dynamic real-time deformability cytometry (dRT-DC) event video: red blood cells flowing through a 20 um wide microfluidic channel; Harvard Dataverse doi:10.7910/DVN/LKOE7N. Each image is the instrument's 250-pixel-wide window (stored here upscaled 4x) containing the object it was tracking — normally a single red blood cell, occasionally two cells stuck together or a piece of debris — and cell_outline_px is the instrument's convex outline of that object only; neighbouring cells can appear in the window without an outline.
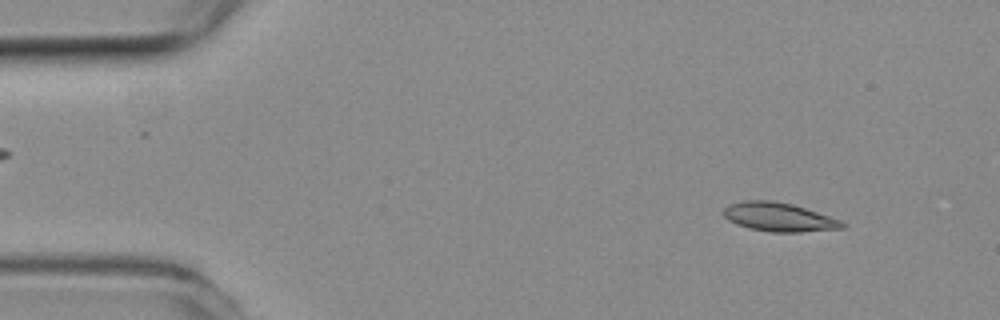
{"species": "common noctule bat (a hibernating species)", "species_latin": "Nyctalus noctula", "temperature_condition": "room temperature", "stored_images_in_passage": 15, "camera_frame_rate_fps": 3000, "um_per_image_px": 0.085, "animal": {"sex": "female", "body_mass_g": 19.3, "forearm_length_mm": 54.1}, "frame": {"image": 1, "passage_image": 5, "time_ms": 1.333, "image_size_px": [1000, 320], "cell_outline_px": [[844, 228], [800, 232], [772, 232], [748, 228], [736, 224], [728, 220], [724, 216], [724, 208], [728, 204], [744, 200], [772, 200], [792, 204], [840, 220], [844, 224]], "centroid_in_image_um": [66.15, 18.45], "position_along_channel_um": 18.9, "area_um2": 19.77}}
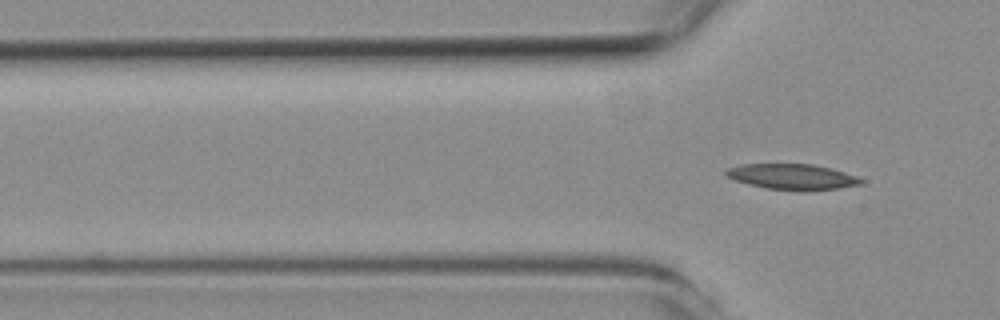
{"frame": {"image": 2, "passage_image": 15, "time_ms": 4.667, "image_size_px": [1000, 320], "cell_outline_px": [[864, 184], [840, 188], [800, 192], [768, 188], [748, 184], [724, 176], [724, 172], [728, 168], [744, 164], [812, 164], [844, 172], [856, 176], [864, 180]], "centroid_in_image_um": [67.36, 15.04], "position_along_channel_um": 58.4, "area_um2": 20.29}}